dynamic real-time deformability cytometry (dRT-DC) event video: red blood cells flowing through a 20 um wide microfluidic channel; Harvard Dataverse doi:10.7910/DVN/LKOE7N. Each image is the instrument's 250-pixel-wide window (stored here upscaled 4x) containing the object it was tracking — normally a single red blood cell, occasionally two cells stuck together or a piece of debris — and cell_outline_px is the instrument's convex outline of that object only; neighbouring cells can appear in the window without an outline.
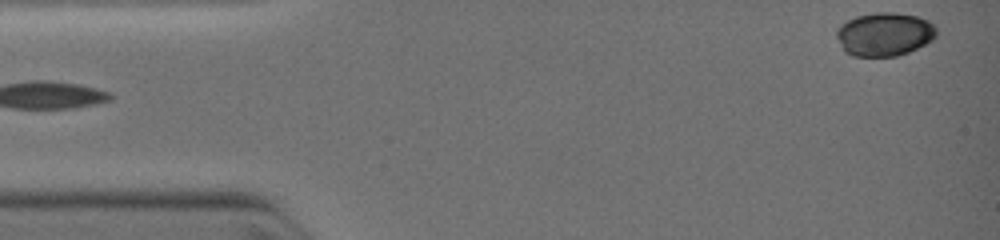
{"species": "common noctule bat (a hibernating species)", "species_latin": "Nyctalus noctula", "temperature_condition": "warm", "stored_images_in_passage": 8, "camera_frame_rate_fps": 3000, "um_per_image_px": 0.085, "animal": {"sex": "female", "body_mass_g": 19.0, "forearm_length_mm": 51.5}, "frame": {"image": 1, "passage_image": 1, "time_ms": 0.0, "image_size_px": [1000, 240], "cell_outline_px": [[936, 36], [932, 40], [908, 52], [896, 56], [852, 56], [844, 52], [836, 36], [836, 28], [840, 24], [856, 16], [876, 12], [896, 12], [916, 16], [928, 20], [936, 28]], "centroid_in_image_um": [75.14, 2.9], "position_along_channel_um": 9.9, "area_um2": 25.43}}
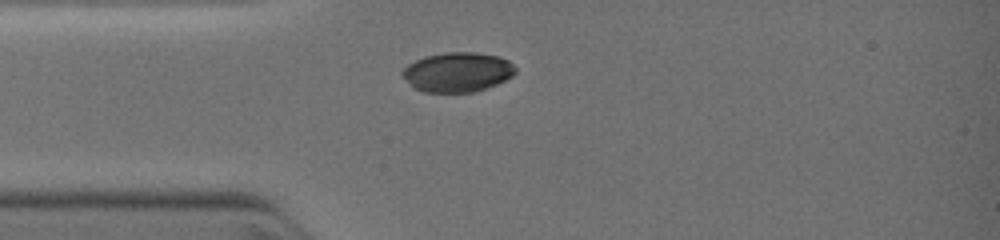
{"frame": {"image": 2, "passage_image": 5, "time_ms": 2.667, "image_size_px": [1000, 240], "cell_outline_px": [[516, 72], [512, 76], [496, 84], [472, 92], [424, 92], [412, 88], [400, 72], [408, 64], [424, 56], [448, 52], [476, 52], [500, 56], [508, 60], [516, 68]], "centroid_in_image_um": [38.87, 6.12], "position_along_channel_um": 46.1, "area_um2": 26.13}}
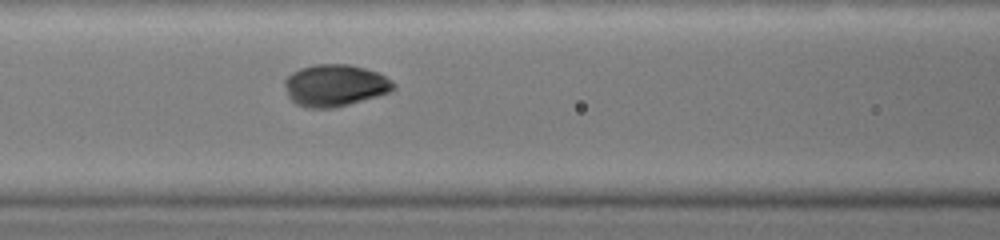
{"frame": {"image": 3, "passage_image": 8, "time_ms": 4.667, "image_size_px": [1000, 240], "cell_outline_px": [[396, 88], [392, 92], [336, 108], [308, 108], [296, 104], [288, 96], [284, 84], [284, 80], [292, 72], [300, 68], [316, 64], [348, 64], [364, 68], [376, 72], [392, 80], [396, 84]], "centroid_in_image_um": [28.49, 7.27], "position_along_channel_um": 138.1, "area_um2": 26.76}}